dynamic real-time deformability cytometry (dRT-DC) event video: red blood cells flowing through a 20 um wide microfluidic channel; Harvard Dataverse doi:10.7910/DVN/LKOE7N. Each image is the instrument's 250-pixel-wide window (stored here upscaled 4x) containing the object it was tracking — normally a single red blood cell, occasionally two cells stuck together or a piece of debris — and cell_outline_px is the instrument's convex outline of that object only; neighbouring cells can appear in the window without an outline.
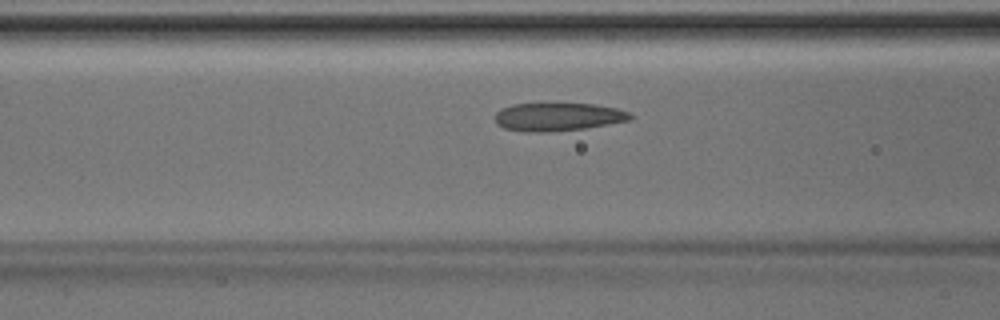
{"species": "Egyptian fruit bat (a non-hibernating species)", "species_latin": "Rousettus aegyptiacus", "temperature_condition": "room temperature", "stored_images_in_passage": 31, "camera_frame_rate_fps": 3000, "um_per_image_px": 0.085, "animal": {"sex": "male"}, "frame": {"image": 1, "passage_image": 7, "time_ms": 2.0, "image_size_px": [1000, 320], "cell_outline_px": [[636, 116], [632, 120], [584, 128], [548, 132], [528, 132], [504, 128], [496, 124], [496, 112], [500, 108], [512, 104], [592, 104], [616, 108], [628, 112]], "centroid_in_image_um": [47.43, 9.93], "position_along_channel_um": 119.2, "area_um2": 22.14}}
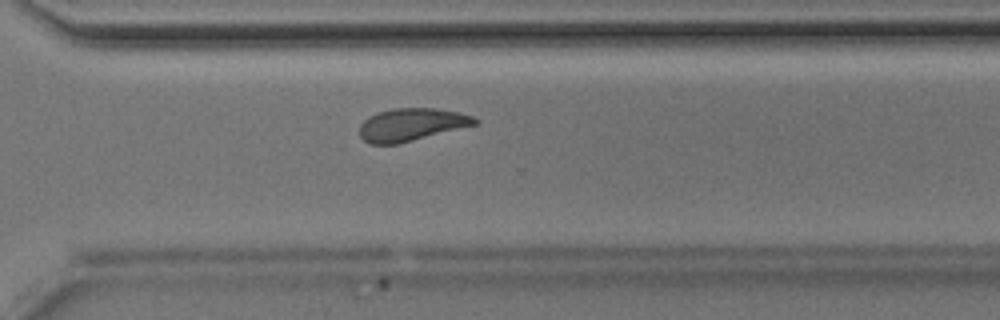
{"frame": {"image": 2, "passage_image": 22, "time_ms": 7.0, "image_size_px": [1000, 320], "cell_outline_px": [[480, 124], [396, 144], [368, 144], [360, 136], [360, 124], [368, 116], [376, 112], [392, 108], [436, 108], [460, 112], [472, 116], [480, 120]], "centroid_in_image_um": [35.0, 10.58], "position_along_channel_um": 335.6, "area_um2": 22.2}}
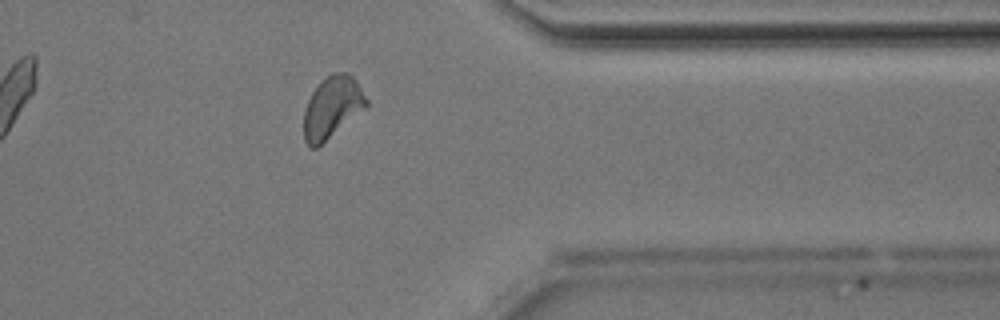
{"frame": {"image": 3, "passage_image": 26, "time_ms": 8.333, "image_size_px": [1000, 320], "cell_outline_px": [[368, 104], [364, 108], [316, 148], [312, 148], [304, 140], [304, 108], [312, 92], [332, 72], [348, 72], [356, 80], [368, 100]], "centroid_in_image_um": [28.22, 9.1], "position_along_channel_um": 383.2, "area_um2": 21.91}}